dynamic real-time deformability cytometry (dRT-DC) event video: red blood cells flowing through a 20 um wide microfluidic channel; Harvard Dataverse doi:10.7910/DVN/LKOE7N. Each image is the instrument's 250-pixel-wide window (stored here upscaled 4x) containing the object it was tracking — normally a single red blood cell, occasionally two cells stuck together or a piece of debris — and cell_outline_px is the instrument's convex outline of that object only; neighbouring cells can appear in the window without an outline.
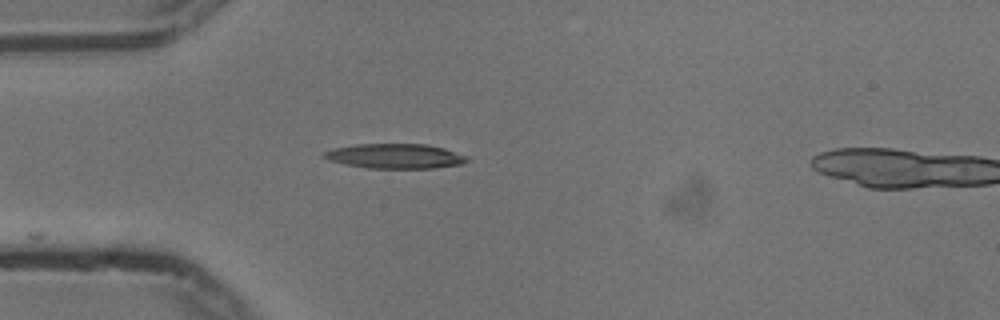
{"species": "common noctule bat (a hibernating species)", "species_latin": "Nyctalus noctula", "temperature_condition": "cold", "stored_images_in_passage": 6, "camera_frame_rate_fps": 3000, "um_per_image_px": 0.085, "animal": {"sex": "male", "body_mass_g": 13.3}, "frame": {"image": 1, "passage_image": 1, "time_ms": 0.0, "image_size_px": [1000, 320], "cell_outline_px": [[468, 160], [460, 164], [432, 168], [368, 168], [344, 164], [328, 160], [320, 156], [324, 152], [332, 148], [356, 144], [428, 144], [444, 148], [468, 156]], "centroid_in_image_um": [33.54, 13.26], "position_along_channel_um": 51.5, "area_um2": 20.69}}
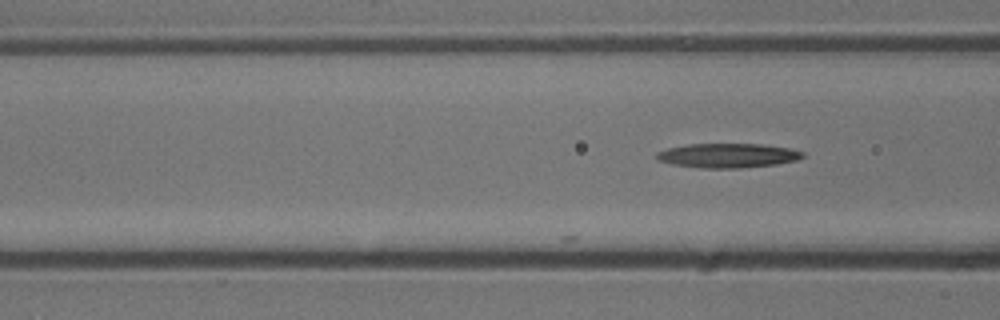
{"frame": {"image": 2, "passage_image": 6, "time_ms": 1.667, "image_size_px": [1000, 320], "cell_outline_px": [[804, 156], [796, 160], [776, 164], [740, 168], [700, 168], [672, 164], [656, 160], [656, 152], [668, 148], [688, 144], [760, 144], [792, 148], [804, 152]], "centroid_in_image_um": [61.85, 13.22], "position_along_channel_um": 104.8, "area_um2": 20.81}}